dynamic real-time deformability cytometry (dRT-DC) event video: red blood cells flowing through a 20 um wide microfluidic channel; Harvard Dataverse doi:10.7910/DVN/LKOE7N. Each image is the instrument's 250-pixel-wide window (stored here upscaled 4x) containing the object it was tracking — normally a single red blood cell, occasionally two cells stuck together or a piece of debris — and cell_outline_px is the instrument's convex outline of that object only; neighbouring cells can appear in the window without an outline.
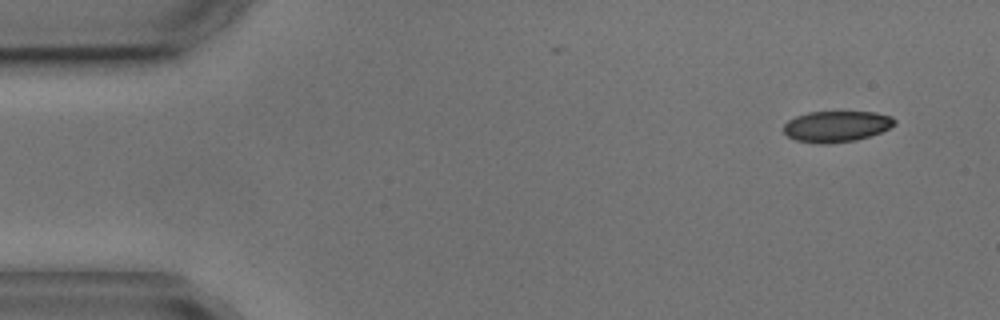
{"species": "common noctule bat (a hibernating species)", "species_latin": "Nyctalus noctula", "temperature_condition": "cold", "stored_images_in_passage": 4, "camera_frame_rate_fps": 3000, "um_per_image_px": 0.085, "animal": {"sex": "male", "body_mass_g": 17.9, "forearm_length_mm": 54.2}, "frame": {"image": 1, "passage_image": 1, "time_ms": 0.0, "image_size_px": [1000, 320], "cell_outline_px": [[896, 124], [880, 132], [856, 140], [828, 144], [820, 144], [796, 140], [788, 136], [784, 132], [784, 124], [788, 120], [796, 116], [808, 112], [876, 112], [892, 116], [896, 120]], "centroid_in_image_um": [71.1, 10.74], "position_along_channel_um": 13.9, "area_um2": 20.06}}
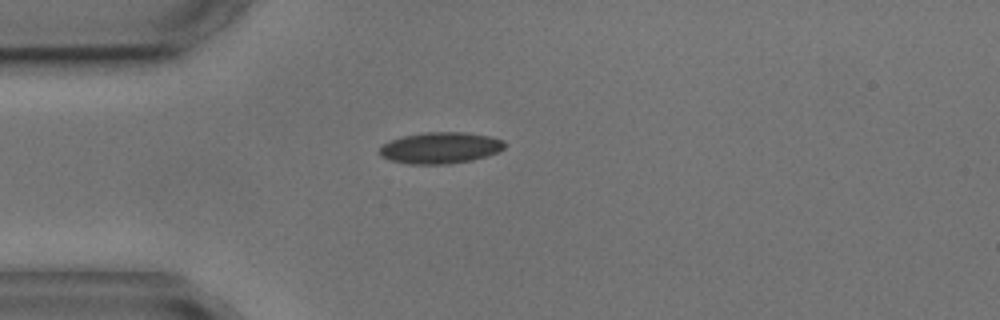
{"frame": {"image": 2, "passage_image": 4, "time_ms": 3.333, "image_size_px": [1000, 320], "cell_outline_px": [[504, 148], [496, 152], [472, 160], [448, 164], [408, 164], [392, 160], [380, 156], [376, 152], [384, 144], [392, 140], [404, 136], [428, 132], [464, 132], [488, 136], [504, 140]], "centroid_in_image_um": [37.4, 12.57], "position_along_channel_um": 47.6, "area_um2": 22.6}}